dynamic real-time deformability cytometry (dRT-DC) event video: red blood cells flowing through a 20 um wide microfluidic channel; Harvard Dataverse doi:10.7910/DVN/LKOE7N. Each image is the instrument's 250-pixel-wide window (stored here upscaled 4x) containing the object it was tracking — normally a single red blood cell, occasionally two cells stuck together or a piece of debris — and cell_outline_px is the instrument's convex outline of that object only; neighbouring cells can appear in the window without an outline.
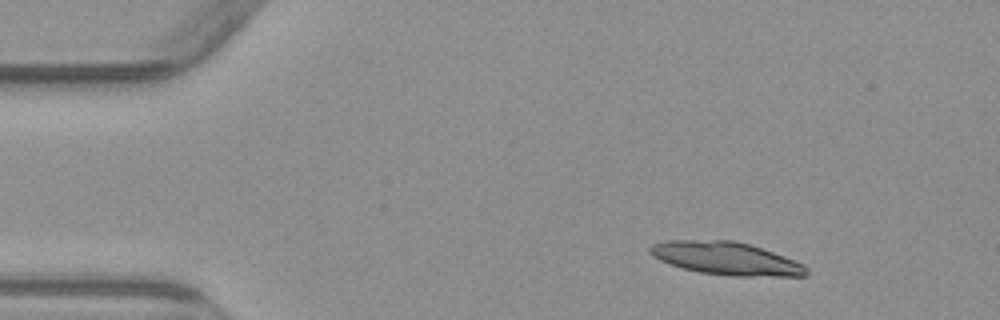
{"species": "common noctule bat (a hibernating species)", "species_latin": "Nyctalus noctula", "temperature_condition": "warm", "stored_images_in_passage": 6, "segment_of_instrument_passage": [1, 2], "camera_frame_rate_fps": 3000, "um_per_image_px": 0.085, "animal": {"sex": "male", "body_mass_g": 23.1, "forearm_length_mm": 52.7}, "frame": {"image": 1, "passage_image": 2, "time_ms": 1.0, "image_size_px": [1000, 320], "cell_outline_px": [[808, 276], [736, 276], [700, 272], [684, 268], [660, 260], [652, 256], [648, 252], [648, 248], [652, 244], [668, 240], [732, 240], [748, 244], [784, 256], [804, 264], [808, 268]], "centroid_in_image_um": [61.72, 21.96], "position_along_channel_um": 23.3, "area_um2": 29.77}}